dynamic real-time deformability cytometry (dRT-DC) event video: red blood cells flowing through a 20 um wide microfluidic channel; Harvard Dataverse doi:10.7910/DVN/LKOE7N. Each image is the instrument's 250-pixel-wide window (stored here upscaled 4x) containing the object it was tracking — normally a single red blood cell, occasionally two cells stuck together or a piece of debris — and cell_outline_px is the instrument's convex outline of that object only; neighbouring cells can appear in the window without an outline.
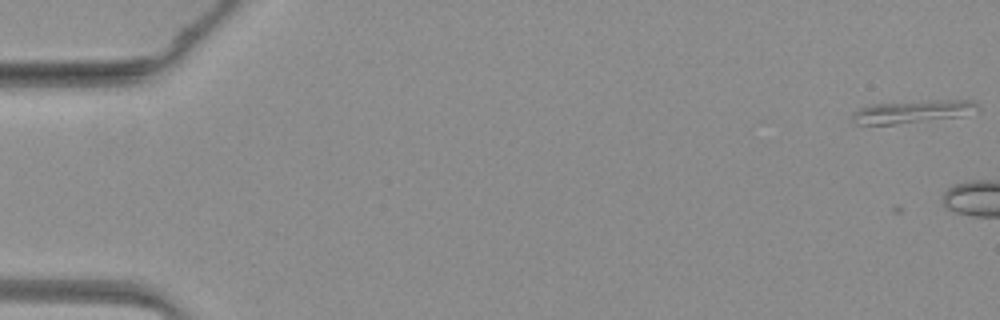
{"species": "common noctule bat (a hibernating species)", "species_latin": "Nyctalus noctula", "temperature_condition": "warm", "stored_images_in_passage": 13, "camera_frame_rate_fps": 3000, "um_per_image_px": 0.085, "animal": {"sex": "female", "body_mass_g": 19.3, "forearm_length_mm": 54.1}, "frame": {"image": 1, "passage_image": 1, "time_ms": 0.0, "image_size_px": [1000, 320], "cell_outline_px": [[980, 108], [964, 116], [892, 124], [852, 124], [848, 116], [856, 108], [868, 104], [928, 100], [976, 100], [980, 104]], "centroid_in_image_um": [77.5, 9.47], "position_along_channel_um": 7.5, "area_um2": 17.17}}